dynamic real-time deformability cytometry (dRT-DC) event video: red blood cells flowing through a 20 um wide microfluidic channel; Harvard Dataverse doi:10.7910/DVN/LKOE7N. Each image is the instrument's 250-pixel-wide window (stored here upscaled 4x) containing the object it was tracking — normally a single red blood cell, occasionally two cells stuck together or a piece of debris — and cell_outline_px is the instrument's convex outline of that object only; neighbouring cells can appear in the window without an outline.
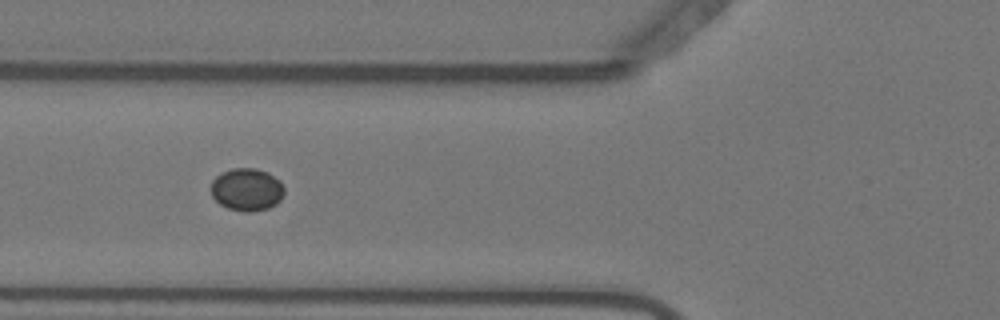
{"species": "Egyptian fruit bat (a non-hibernating species)", "species_latin": "Rousettus aegyptiacus", "temperature_condition": "warm", "stored_images_in_passage": 42, "camera_frame_rate_fps": 3000, "um_per_image_px": 0.085, "animal": {"sex": "female"}, "frame": {"image": 1, "passage_image": 7, "time_ms": 2.0, "image_size_px": [1000, 320], "cell_outline_px": [[284, 192], [280, 200], [276, 204], [268, 208], [252, 212], [248, 212], [228, 208], [220, 204], [212, 196], [212, 180], [220, 172], [232, 168], [256, 168], [268, 172], [280, 180], [284, 188]], "centroid_in_image_um": [20.99, 16.09], "position_along_channel_um": 104.8, "area_um2": 18.26}}
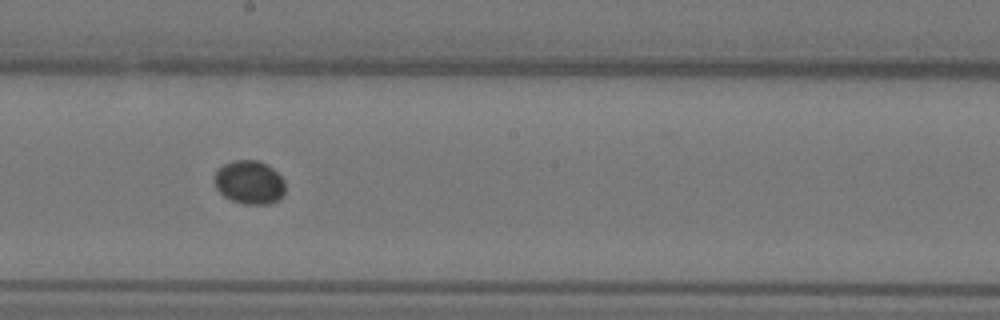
{"frame": {"image": 2, "passage_image": 17, "time_ms": 5.333, "image_size_px": [1000, 320], "cell_outline_px": [[284, 192], [276, 200], [268, 204], [244, 204], [232, 200], [224, 196], [216, 188], [216, 172], [224, 164], [232, 160], [260, 160], [268, 164], [284, 180]], "centroid_in_image_um": [21.21, 15.48], "position_along_channel_um": 227.0, "area_um2": 17.74}}
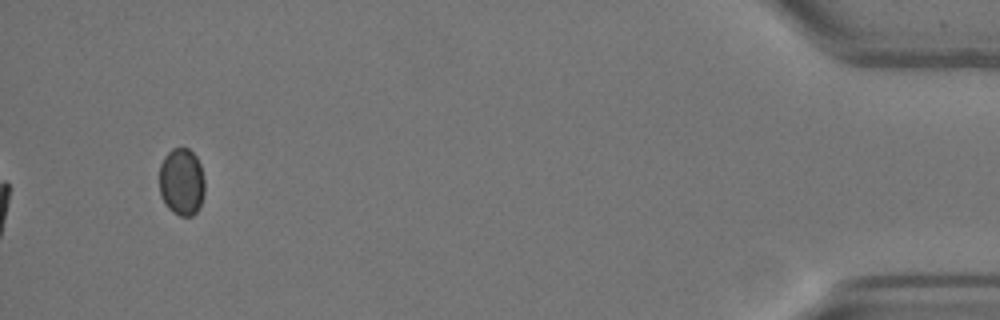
{"frame": {"image": 3, "passage_image": 39, "time_ms": 12.667, "image_size_px": [1000, 320], "cell_outline_px": [[204, 192], [200, 208], [192, 216], [180, 216], [172, 212], [168, 208], [160, 196], [160, 164], [164, 156], [172, 148], [188, 148], [196, 156], [200, 164], [204, 180]], "centroid_in_image_um": [15.44, 15.47], "position_along_channel_um": 419.8, "area_um2": 17.98}}